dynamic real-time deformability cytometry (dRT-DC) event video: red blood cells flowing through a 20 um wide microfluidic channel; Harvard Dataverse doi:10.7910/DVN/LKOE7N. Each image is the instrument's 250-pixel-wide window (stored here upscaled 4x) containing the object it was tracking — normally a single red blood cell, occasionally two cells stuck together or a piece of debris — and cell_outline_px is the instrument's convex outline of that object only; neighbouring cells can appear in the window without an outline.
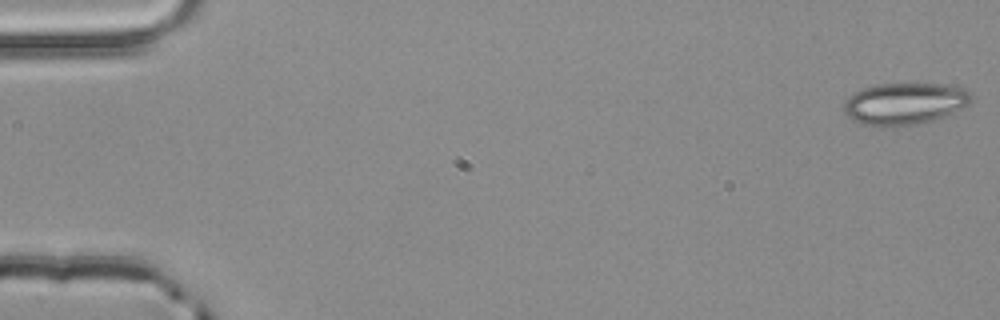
{"species": "common noctule bat (a hibernating species)", "species_latin": "Nyctalus noctula", "temperature_condition": "room temperature", "stored_images_in_passage": 53, "camera_frame_rate_fps": 3000, "um_per_image_px": 0.085, "animal": {"sex": "male", "body_mass_g": 20.4}, "frame": {"image": 1, "passage_image": 1, "time_ms": 0.0, "image_size_px": [1000, 320], "cell_outline_px": [[972, 96], [968, 104], [932, 120], [892, 128], [860, 124], [852, 120], [844, 112], [844, 104], [856, 92], [864, 88], [876, 84], [944, 84], [964, 88]], "centroid_in_image_um": [76.85, 8.82], "position_along_channel_um": 8.2, "area_um2": 30.58}}
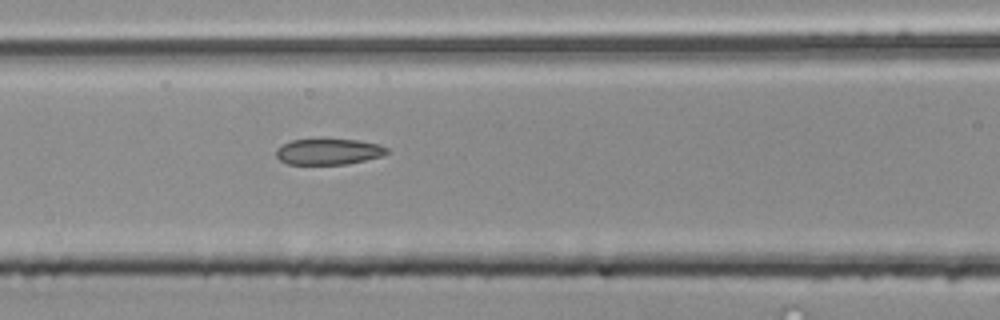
{"frame": {"image": 2, "passage_image": 23, "time_ms": 7.333, "image_size_px": [1000, 320], "cell_outline_px": [[388, 152], [380, 156], [348, 164], [288, 164], [280, 160], [276, 156], [276, 148], [292, 140], [360, 140], [380, 144], [388, 148]], "centroid_in_image_um": [27.93, 12.89], "position_along_channel_um": 138.7, "area_um2": 16.53}}
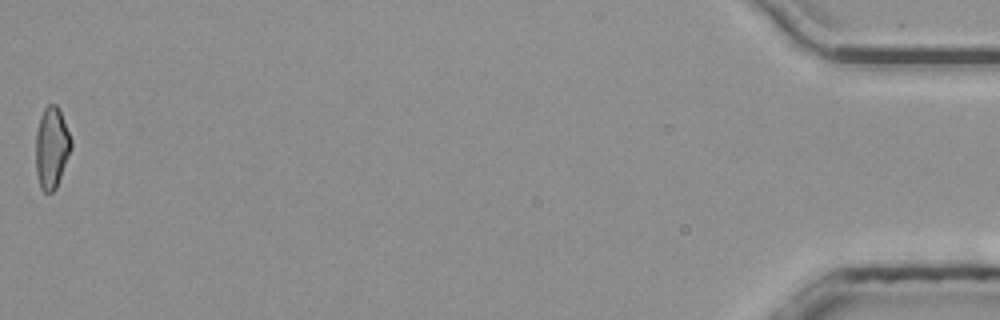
{"frame": {"image": 3, "passage_image": 53, "time_ms": 17.333, "image_size_px": [1000, 320], "cell_outline_px": [[72, 148], [56, 188], [52, 192], [44, 192], [40, 188], [36, 172], [36, 132], [40, 116], [44, 108], [48, 104], [56, 104], [60, 112], [72, 140]], "centroid_in_image_um": [4.38, 12.56], "position_along_channel_um": 430.8, "area_um2": 16.76}, "authors_computed_cell_mechanics": {"area_um2": 17.629, "velocity_mm_per_s": 3.9594, "shape_relaxation_time_tau1_ms": 6.5661, "shape_relaxation_time_tau2_ms": 3.0219, "deformation_change_tau1": 0.1567, "deformation_change_tau2": 0.1135}}